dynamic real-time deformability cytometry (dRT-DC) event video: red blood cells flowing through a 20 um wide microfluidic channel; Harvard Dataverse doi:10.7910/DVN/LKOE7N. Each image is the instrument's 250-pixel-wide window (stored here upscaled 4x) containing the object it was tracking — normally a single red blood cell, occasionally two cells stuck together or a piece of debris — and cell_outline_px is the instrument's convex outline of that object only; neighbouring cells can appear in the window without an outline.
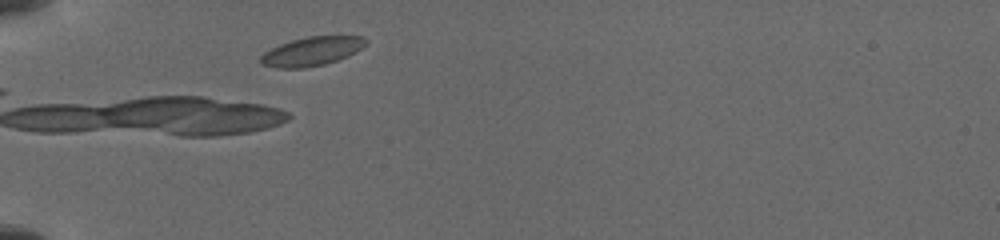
{"species": "common noctule bat (a hibernating species)", "species_latin": "Nyctalus noctula", "temperature_condition": "cold", "stored_images_in_passage": 10, "camera_frame_rate_fps": 3000, "um_per_image_px": 0.085, "animal": {"sex": "female", "body_mass_g": 19.5, "forearm_length_mm": 54.1}, "frame": {"image": 1, "passage_image": 6, "time_ms": 5.333, "image_size_px": [1000, 240], "cell_outline_px": [[368, 44], [348, 56], [324, 64], [304, 68], [276, 68], [264, 64], [260, 60], [260, 56], [264, 52], [280, 44], [292, 40], [308, 36], [364, 36], [368, 40]], "centroid_in_image_um": [26.53, 4.35], "position_along_channel_um": 58.5, "area_um2": 17.63}}